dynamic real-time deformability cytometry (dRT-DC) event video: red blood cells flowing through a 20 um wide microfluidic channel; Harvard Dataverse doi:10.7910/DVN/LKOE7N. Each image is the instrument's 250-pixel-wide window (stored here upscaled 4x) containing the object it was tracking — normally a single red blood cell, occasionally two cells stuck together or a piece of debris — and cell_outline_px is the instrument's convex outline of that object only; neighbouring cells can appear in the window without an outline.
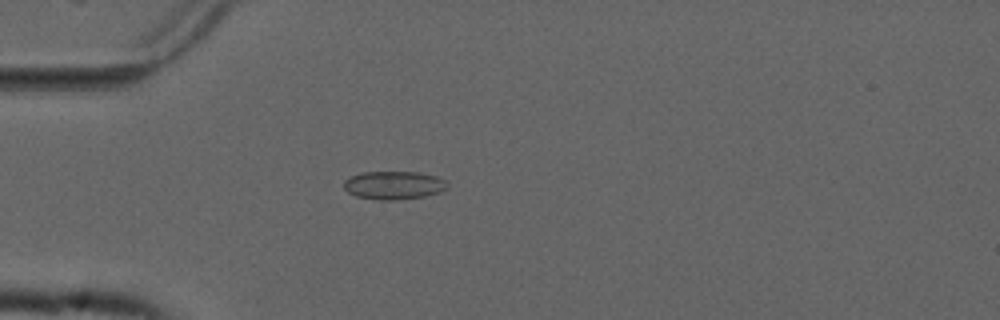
{"species": "common noctule bat (a hibernating species)", "species_latin": "Nyctalus noctula", "temperature_condition": "cold", "stored_images_in_passage": 38, "camera_frame_rate_fps": 3000, "um_per_image_px": 0.085, "animal": {"sex": "male", "forearm_length_mm": 52.5}, "frame": {"image": 1, "passage_image": 10, "time_ms": 3.0, "image_size_px": [1000, 320], "cell_outline_px": [[448, 188], [440, 192], [424, 196], [392, 200], [380, 200], [356, 196], [348, 192], [344, 188], [344, 180], [352, 176], [364, 172], [420, 172], [436, 176], [444, 180], [448, 184]], "centroid_in_image_um": [33.49, 15.74], "position_along_channel_um": 51.5, "area_um2": 16.94}}
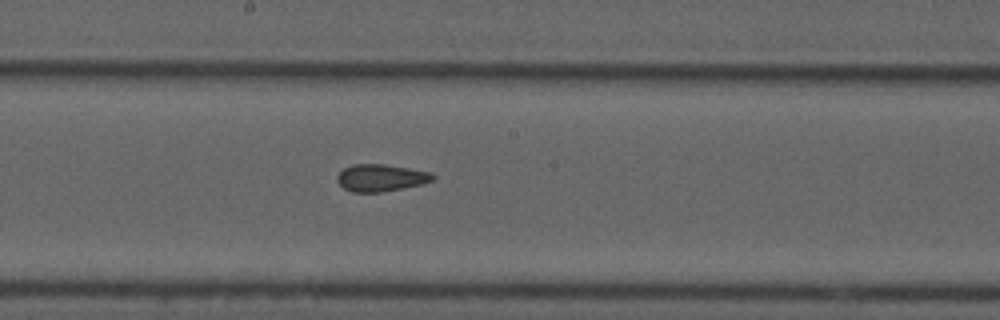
{"frame": {"image": 2, "passage_image": 24, "time_ms": 7.667, "image_size_px": [1000, 320], "cell_outline_px": [[436, 176], [432, 180], [420, 184], [380, 192], [352, 192], [344, 188], [336, 180], [336, 176], [344, 168], [352, 164], [384, 164], [432, 172]], "centroid_in_image_um": [32.35, 15.1], "position_along_channel_um": 215.9, "area_um2": 14.97}}
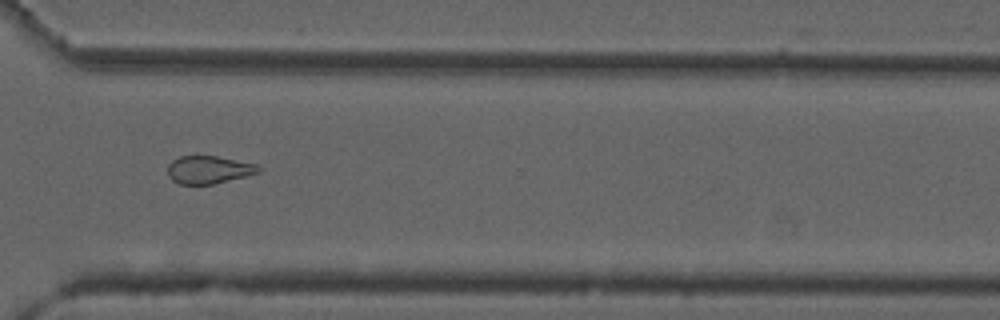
{"frame": {"image": 3, "passage_image": 35, "time_ms": 11.333, "image_size_px": [1000, 320], "cell_outline_px": [[260, 172], [248, 176], [212, 184], [180, 184], [172, 180], [168, 176], [168, 164], [172, 160], [180, 156], [216, 156], [256, 164], [260, 168]], "centroid_in_image_um": [17.73, 14.43], "position_along_channel_um": 352.9, "area_um2": 14.68}, "authors_computed_cell_mechanics": {"area_um2": 15.4615, "velocity_mm_per_s": 3.7502, "shape_relaxation_time_tau1_ms": null, "shape_relaxation_time_tau2_ms": 1.9535, "deformation_change_tau1": null, "deformation_change_tau2": 0.0655}}